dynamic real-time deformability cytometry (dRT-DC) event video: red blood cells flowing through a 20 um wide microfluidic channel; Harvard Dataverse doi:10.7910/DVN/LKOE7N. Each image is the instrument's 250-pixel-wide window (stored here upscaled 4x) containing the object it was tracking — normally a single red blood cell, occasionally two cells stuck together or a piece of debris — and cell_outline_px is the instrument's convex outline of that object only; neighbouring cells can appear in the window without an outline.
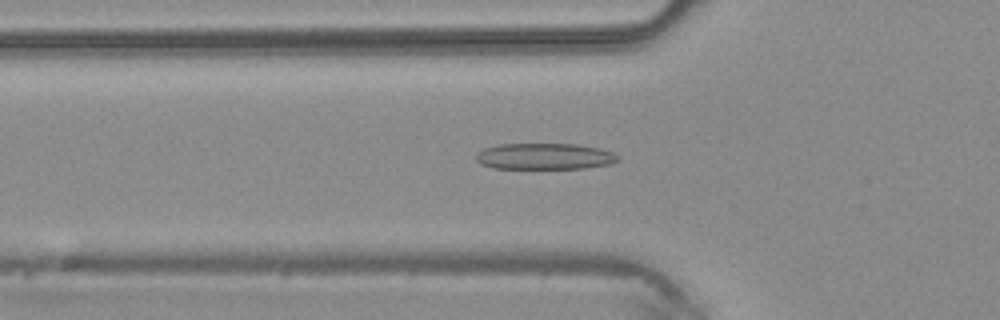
{"species": "common noctule bat (a hibernating species)", "species_latin": "Nyctalus noctula", "temperature_condition": "warm", "stored_images_in_passage": 43, "camera_frame_rate_fps": 3000, "um_per_image_px": 0.085, "animal": {"sex": "male", "body_mass_g": 20.4}, "frame": {"image": 1, "passage_image": 15, "time_ms": 4.667, "image_size_px": [1000, 320], "cell_outline_px": [[620, 160], [608, 164], [584, 168], [492, 168], [480, 164], [476, 160], [476, 156], [484, 148], [500, 144], [576, 144], [600, 148], [612, 152]], "centroid_in_image_um": [46.27, 13.29], "position_along_channel_um": 79.5, "area_um2": 21.5}}
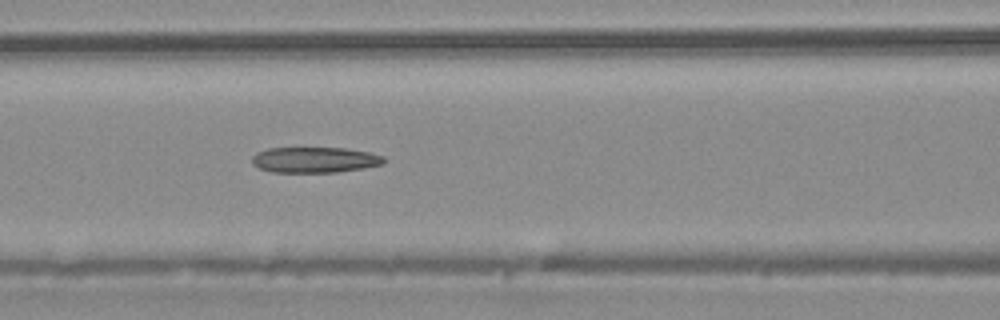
{"frame": {"image": 2, "passage_image": 19, "time_ms": 6.0, "image_size_px": [1000, 320], "cell_outline_px": [[384, 164], [364, 168], [336, 172], [272, 172], [260, 168], [252, 164], [252, 156], [256, 152], [268, 148], [348, 148], [368, 152], [384, 156]], "centroid_in_image_um": [26.75, 13.58], "position_along_channel_um": 139.9, "area_um2": 19.77}}
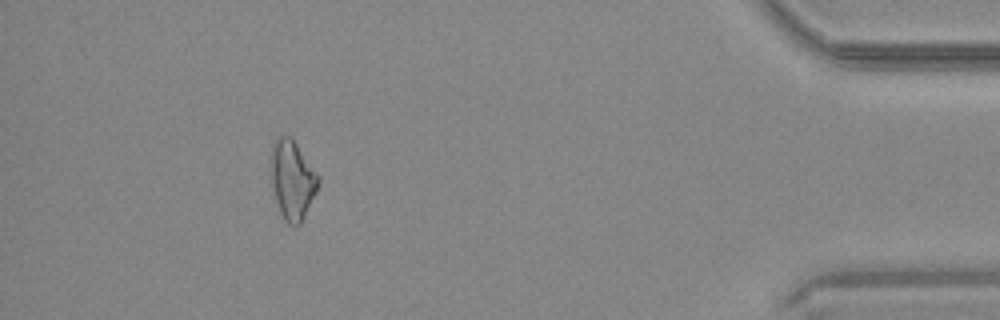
{"frame": {"image": 3, "passage_image": 41, "time_ms": 13.333, "image_size_px": [1000, 320], "cell_outline_px": [[320, 180], [316, 192], [300, 224], [296, 228], [288, 224], [284, 220], [280, 212], [276, 200], [268, 172], [268, 160], [272, 144], [280, 136], [288, 136], [296, 144], [320, 176]], "centroid_in_image_um": [24.8, 15.29], "position_along_channel_um": 410.4, "area_um2": 22.2}}